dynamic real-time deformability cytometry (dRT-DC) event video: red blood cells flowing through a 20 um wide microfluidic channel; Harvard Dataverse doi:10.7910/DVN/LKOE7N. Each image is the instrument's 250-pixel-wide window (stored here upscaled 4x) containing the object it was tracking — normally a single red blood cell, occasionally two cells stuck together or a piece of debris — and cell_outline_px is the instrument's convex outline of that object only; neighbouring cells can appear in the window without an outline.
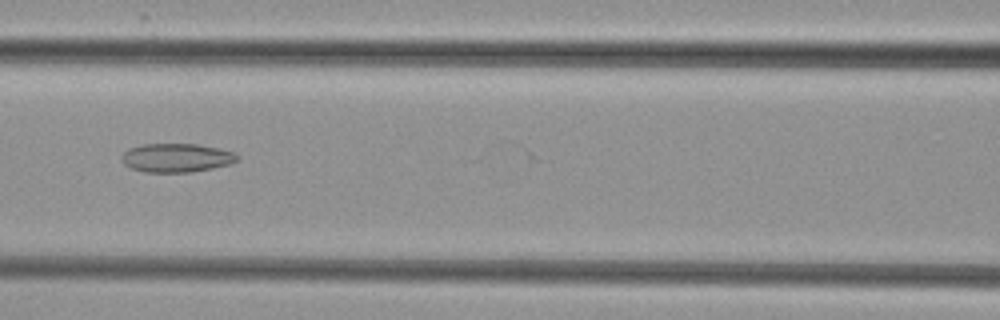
{"species": "common noctule bat (a hibernating species)", "species_latin": "Nyctalus noctula", "temperature_condition": "cold", "stored_images_in_passage": 10, "camera_frame_rate_fps": 3000, "um_per_image_px": 0.085, "animal": {"sex": "female", "body_mass_g": 29.2, "forearm_length_mm": 56.3}, "frame": {"image": 1, "passage_image": 8, "time_ms": 8.0, "image_size_px": [1000, 320], "cell_outline_px": [[240, 156], [232, 164], [192, 172], [144, 172], [132, 168], [124, 164], [120, 160], [120, 156], [128, 148], [140, 144], [196, 144], [220, 148], [236, 152]], "centroid_in_image_um": [15.0, 13.4], "position_along_channel_um": 151.6, "area_um2": 19.65}}